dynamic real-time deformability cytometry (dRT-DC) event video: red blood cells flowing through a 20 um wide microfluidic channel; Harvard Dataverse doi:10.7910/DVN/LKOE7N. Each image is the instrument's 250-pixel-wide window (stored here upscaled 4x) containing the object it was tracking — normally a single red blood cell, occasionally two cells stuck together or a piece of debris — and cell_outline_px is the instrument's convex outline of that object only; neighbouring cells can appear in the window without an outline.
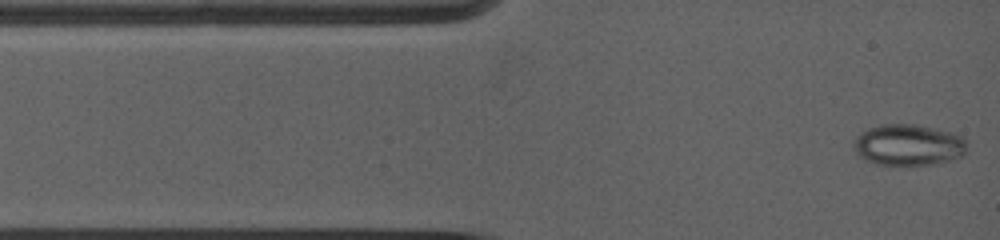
{"species": "common noctule bat (a hibernating species)", "species_latin": "Nyctalus noctula", "temperature_condition": "warm", "stored_images_in_passage": 52, "camera_frame_rate_fps": 5000, "um_per_image_px": 0.085, "animal": {"sex": "female", "body_mass_g": 19.0, "forearm_length_mm": 53.3}, "frame": {"image": 1, "passage_image": 1, "time_ms": 0.0, "image_size_px": [1000, 240], "cell_outline_px": [[964, 156], [936, 164], [880, 164], [868, 160], [860, 156], [852, 148], [852, 144], [856, 136], [860, 132], [868, 128], [884, 124], [916, 124], [936, 128], [960, 136], [964, 140]], "centroid_in_image_um": [77.17, 12.3], "position_along_channel_um": 7.8, "area_um2": 26.93}}
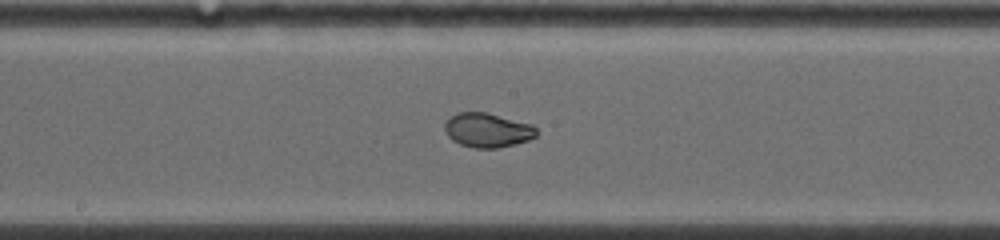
{"frame": {"image": 2, "passage_image": 25, "time_ms": 6.2, "image_size_px": [1000, 240], "cell_outline_px": [[536, 136], [528, 140], [516, 144], [496, 148], [476, 148], [460, 144], [452, 140], [448, 136], [444, 128], [444, 124], [456, 112], [488, 112], [532, 124], [536, 128]], "centroid_in_image_um": [41.44, 11.05], "position_along_channel_um": 206.8, "area_um2": 18.38}}
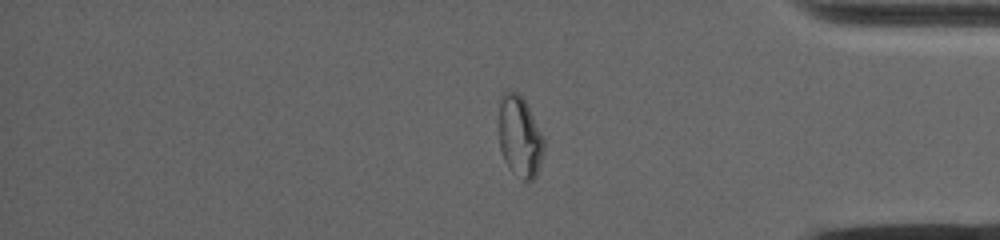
{"frame": {"image": 3, "passage_image": 46, "time_ms": 11.4, "image_size_px": [1000, 240], "cell_outline_px": [[544, 152], [536, 176], [528, 184], [512, 172], [508, 168], [504, 160], [500, 148], [500, 92], [516, 92], [524, 100], [544, 140]], "centroid_in_image_um": [44.18, 11.68], "position_along_channel_um": 391.0, "area_um2": 21.04}}